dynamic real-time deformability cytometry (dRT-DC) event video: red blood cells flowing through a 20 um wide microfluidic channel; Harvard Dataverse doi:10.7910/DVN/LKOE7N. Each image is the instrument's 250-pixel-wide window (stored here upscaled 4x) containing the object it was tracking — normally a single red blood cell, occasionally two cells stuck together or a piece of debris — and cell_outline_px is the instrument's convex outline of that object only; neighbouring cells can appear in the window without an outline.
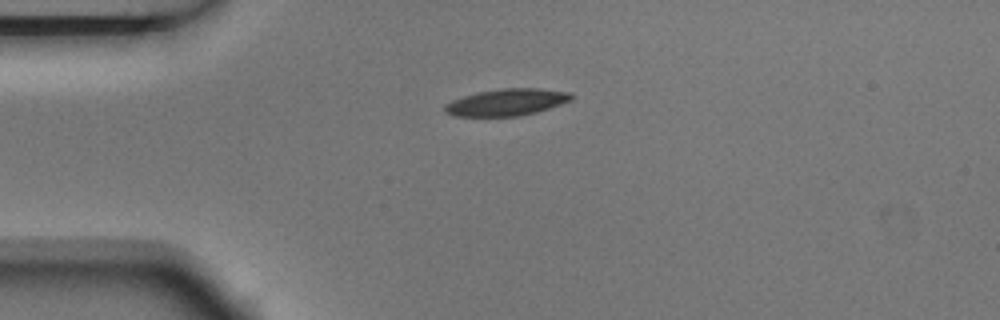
{"species": "Egyptian fruit bat (a non-hibernating species)", "species_latin": "Rousettus aegyptiacus", "temperature_condition": "room temperature", "stored_images_in_passage": 2, "camera_frame_rate_fps": 3000, "um_per_image_px": 0.085, "animal": {"sex": "male"}, "frame": {"image": 1, "passage_image": 1, "time_ms": 0.0, "image_size_px": [1000, 320], "cell_outline_px": [[572, 100], [536, 112], [516, 116], [452, 116], [444, 112], [444, 104], [452, 100], [476, 92], [504, 88], [536, 88], [572, 92]], "centroid_in_image_um": [43.04, 8.69], "position_along_channel_um": 42.0, "area_um2": 19.77}}